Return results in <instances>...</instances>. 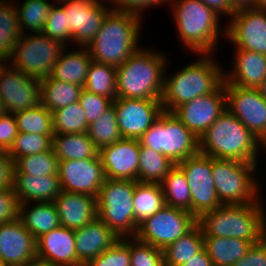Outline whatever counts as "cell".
<instances>
[{
	"label": "cell",
	"mask_w": 266,
	"mask_h": 266,
	"mask_svg": "<svg viewBox=\"0 0 266 266\" xmlns=\"http://www.w3.org/2000/svg\"><path fill=\"white\" fill-rule=\"evenodd\" d=\"M141 16L111 9L87 49L92 60L118 67L138 49Z\"/></svg>",
	"instance_id": "obj_1"
},
{
	"label": "cell",
	"mask_w": 266,
	"mask_h": 266,
	"mask_svg": "<svg viewBox=\"0 0 266 266\" xmlns=\"http://www.w3.org/2000/svg\"><path fill=\"white\" fill-rule=\"evenodd\" d=\"M265 147L228 109L199 138V152L216 159L257 163Z\"/></svg>",
	"instance_id": "obj_2"
},
{
	"label": "cell",
	"mask_w": 266,
	"mask_h": 266,
	"mask_svg": "<svg viewBox=\"0 0 266 266\" xmlns=\"http://www.w3.org/2000/svg\"><path fill=\"white\" fill-rule=\"evenodd\" d=\"M192 64L185 66L173 76L164 75L161 96L163 111L173 112L178 106L197 97L214 92L224 81L222 71L211 54H200Z\"/></svg>",
	"instance_id": "obj_3"
},
{
	"label": "cell",
	"mask_w": 266,
	"mask_h": 266,
	"mask_svg": "<svg viewBox=\"0 0 266 266\" xmlns=\"http://www.w3.org/2000/svg\"><path fill=\"white\" fill-rule=\"evenodd\" d=\"M166 65L161 52L139 48L116 68L117 98L161 99Z\"/></svg>",
	"instance_id": "obj_4"
},
{
	"label": "cell",
	"mask_w": 266,
	"mask_h": 266,
	"mask_svg": "<svg viewBox=\"0 0 266 266\" xmlns=\"http://www.w3.org/2000/svg\"><path fill=\"white\" fill-rule=\"evenodd\" d=\"M261 202L221 205L197 219L204 236L232 237L259 243L264 236L265 214Z\"/></svg>",
	"instance_id": "obj_5"
},
{
	"label": "cell",
	"mask_w": 266,
	"mask_h": 266,
	"mask_svg": "<svg viewBox=\"0 0 266 266\" xmlns=\"http://www.w3.org/2000/svg\"><path fill=\"white\" fill-rule=\"evenodd\" d=\"M181 41L196 54H212L220 34V15L201 0H171ZM176 4H175V3Z\"/></svg>",
	"instance_id": "obj_6"
},
{
	"label": "cell",
	"mask_w": 266,
	"mask_h": 266,
	"mask_svg": "<svg viewBox=\"0 0 266 266\" xmlns=\"http://www.w3.org/2000/svg\"><path fill=\"white\" fill-rule=\"evenodd\" d=\"M136 181L105 178L97 196V217L120 238L135 237L133 196Z\"/></svg>",
	"instance_id": "obj_7"
},
{
	"label": "cell",
	"mask_w": 266,
	"mask_h": 266,
	"mask_svg": "<svg viewBox=\"0 0 266 266\" xmlns=\"http://www.w3.org/2000/svg\"><path fill=\"white\" fill-rule=\"evenodd\" d=\"M257 163L212 158V177L222 205L252 204L259 199ZM255 171V172H254Z\"/></svg>",
	"instance_id": "obj_8"
},
{
	"label": "cell",
	"mask_w": 266,
	"mask_h": 266,
	"mask_svg": "<svg viewBox=\"0 0 266 266\" xmlns=\"http://www.w3.org/2000/svg\"><path fill=\"white\" fill-rule=\"evenodd\" d=\"M139 141L174 164L199 152V139L172 112L163 111Z\"/></svg>",
	"instance_id": "obj_9"
},
{
	"label": "cell",
	"mask_w": 266,
	"mask_h": 266,
	"mask_svg": "<svg viewBox=\"0 0 266 266\" xmlns=\"http://www.w3.org/2000/svg\"><path fill=\"white\" fill-rule=\"evenodd\" d=\"M65 47L67 46L43 33H23L14 46L12 61H8V64L30 77L41 80L51 75Z\"/></svg>",
	"instance_id": "obj_10"
},
{
	"label": "cell",
	"mask_w": 266,
	"mask_h": 266,
	"mask_svg": "<svg viewBox=\"0 0 266 266\" xmlns=\"http://www.w3.org/2000/svg\"><path fill=\"white\" fill-rule=\"evenodd\" d=\"M197 224L188 211L164 205L139 223L135 238L158 249H165Z\"/></svg>",
	"instance_id": "obj_11"
},
{
	"label": "cell",
	"mask_w": 266,
	"mask_h": 266,
	"mask_svg": "<svg viewBox=\"0 0 266 266\" xmlns=\"http://www.w3.org/2000/svg\"><path fill=\"white\" fill-rule=\"evenodd\" d=\"M176 165L186 176L191 193V214L196 219L222 205L212 177V157L198 152Z\"/></svg>",
	"instance_id": "obj_12"
},
{
	"label": "cell",
	"mask_w": 266,
	"mask_h": 266,
	"mask_svg": "<svg viewBox=\"0 0 266 266\" xmlns=\"http://www.w3.org/2000/svg\"><path fill=\"white\" fill-rule=\"evenodd\" d=\"M226 107L266 148V99L254 88H242L223 81Z\"/></svg>",
	"instance_id": "obj_13"
},
{
	"label": "cell",
	"mask_w": 266,
	"mask_h": 266,
	"mask_svg": "<svg viewBox=\"0 0 266 266\" xmlns=\"http://www.w3.org/2000/svg\"><path fill=\"white\" fill-rule=\"evenodd\" d=\"M56 4L63 7L72 42L80 48L93 40L111 10L102 0H66Z\"/></svg>",
	"instance_id": "obj_14"
},
{
	"label": "cell",
	"mask_w": 266,
	"mask_h": 266,
	"mask_svg": "<svg viewBox=\"0 0 266 266\" xmlns=\"http://www.w3.org/2000/svg\"><path fill=\"white\" fill-rule=\"evenodd\" d=\"M122 138L139 140L163 112L160 99L116 98L112 101Z\"/></svg>",
	"instance_id": "obj_15"
},
{
	"label": "cell",
	"mask_w": 266,
	"mask_h": 266,
	"mask_svg": "<svg viewBox=\"0 0 266 266\" xmlns=\"http://www.w3.org/2000/svg\"><path fill=\"white\" fill-rule=\"evenodd\" d=\"M230 22L223 32L236 49L266 54V9L237 10Z\"/></svg>",
	"instance_id": "obj_16"
},
{
	"label": "cell",
	"mask_w": 266,
	"mask_h": 266,
	"mask_svg": "<svg viewBox=\"0 0 266 266\" xmlns=\"http://www.w3.org/2000/svg\"><path fill=\"white\" fill-rule=\"evenodd\" d=\"M40 96V79L30 77L6 63L0 72V98L7 113L35 108L41 103Z\"/></svg>",
	"instance_id": "obj_17"
},
{
	"label": "cell",
	"mask_w": 266,
	"mask_h": 266,
	"mask_svg": "<svg viewBox=\"0 0 266 266\" xmlns=\"http://www.w3.org/2000/svg\"><path fill=\"white\" fill-rule=\"evenodd\" d=\"M226 109L222 83L214 92L186 102L172 113L199 139Z\"/></svg>",
	"instance_id": "obj_18"
},
{
	"label": "cell",
	"mask_w": 266,
	"mask_h": 266,
	"mask_svg": "<svg viewBox=\"0 0 266 266\" xmlns=\"http://www.w3.org/2000/svg\"><path fill=\"white\" fill-rule=\"evenodd\" d=\"M62 191L98 196L105 175L99 155L94 158L59 161Z\"/></svg>",
	"instance_id": "obj_19"
},
{
	"label": "cell",
	"mask_w": 266,
	"mask_h": 266,
	"mask_svg": "<svg viewBox=\"0 0 266 266\" xmlns=\"http://www.w3.org/2000/svg\"><path fill=\"white\" fill-rule=\"evenodd\" d=\"M0 260L9 266L37 262L36 239L18 218L0 224Z\"/></svg>",
	"instance_id": "obj_20"
},
{
	"label": "cell",
	"mask_w": 266,
	"mask_h": 266,
	"mask_svg": "<svg viewBox=\"0 0 266 266\" xmlns=\"http://www.w3.org/2000/svg\"><path fill=\"white\" fill-rule=\"evenodd\" d=\"M140 141L121 138L99 150L105 178L134 180L138 178Z\"/></svg>",
	"instance_id": "obj_21"
},
{
	"label": "cell",
	"mask_w": 266,
	"mask_h": 266,
	"mask_svg": "<svg viewBox=\"0 0 266 266\" xmlns=\"http://www.w3.org/2000/svg\"><path fill=\"white\" fill-rule=\"evenodd\" d=\"M37 262L46 266H84L75 250L74 230L59 226L36 240Z\"/></svg>",
	"instance_id": "obj_22"
},
{
	"label": "cell",
	"mask_w": 266,
	"mask_h": 266,
	"mask_svg": "<svg viewBox=\"0 0 266 266\" xmlns=\"http://www.w3.org/2000/svg\"><path fill=\"white\" fill-rule=\"evenodd\" d=\"M61 226L77 230L97 218V198L84 193L61 191L54 199Z\"/></svg>",
	"instance_id": "obj_23"
},
{
	"label": "cell",
	"mask_w": 266,
	"mask_h": 266,
	"mask_svg": "<svg viewBox=\"0 0 266 266\" xmlns=\"http://www.w3.org/2000/svg\"><path fill=\"white\" fill-rule=\"evenodd\" d=\"M74 237L77 259L84 266L120 239L98 217L86 226L74 230Z\"/></svg>",
	"instance_id": "obj_24"
},
{
	"label": "cell",
	"mask_w": 266,
	"mask_h": 266,
	"mask_svg": "<svg viewBox=\"0 0 266 266\" xmlns=\"http://www.w3.org/2000/svg\"><path fill=\"white\" fill-rule=\"evenodd\" d=\"M234 68L225 74L224 81L242 88L257 89L266 79V54L235 49Z\"/></svg>",
	"instance_id": "obj_25"
},
{
	"label": "cell",
	"mask_w": 266,
	"mask_h": 266,
	"mask_svg": "<svg viewBox=\"0 0 266 266\" xmlns=\"http://www.w3.org/2000/svg\"><path fill=\"white\" fill-rule=\"evenodd\" d=\"M12 188L19 204L53 202L62 191L59 175L13 174Z\"/></svg>",
	"instance_id": "obj_26"
},
{
	"label": "cell",
	"mask_w": 266,
	"mask_h": 266,
	"mask_svg": "<svg viewBox=\"0 0 266 266\" xmlns=\"http://www.w3.org/2000/svg\"><path fill=\"white\" fill-rule=\"evenodd\" d=\"M66 49L65 47L62 50L50 76L59 81L84 87L89 66L93 61L91 54L87 47H82L79 51H71V53Z\"/></svg>",
	"instance_id": "obj_27"
},
{
	"label": "cell",
	"mask_w": 266,
	"mask_h": 266,
	"mask_svg": "<svg viewBox=\"0 0 266 266\" xmlns=\"http://www.w3.org/2000/svg\"><path fill=\"white\" fill-rule=\"evenodd\" d=\"M21 203L18 207V219L37 240L40 236L60 226L59 216L54 202Z\"/></svg>",
	"instance_id": "obj_28"
},
{
	"label": "cell",
	"mask_w": 266,
	"mask_h": 266,
	"mask_svg": "<svg viewBox=\"0 0 266 266\" xmlns=\"http://www.w3.org/2000/svg\"><path fill=\"white\" fill-rule=\"evenodd\" d=\"M253 243L232 237L204 236V248L213 266H232L252 247Z\"/></svg>",
	"instance_id": "obj_29"
},
{
	"label": "cell",
	"mask_w": 266,
	"mask_h": 266,
	"mask_svg": "<svg viewBox=\"0 0 266 266\" xmlns=\"http://www.w3.org/2000/svg\"><path fill=\"white\" fill-rule=\"evenodd\" d=\"M52 148L59 161L94 158L99 154L87 132L54 134Z\"/></svg>",
	"instance_id": "obj_30"
},
{
	"label": "cell",
	"mask_w": 266,
	"mask_h": 266,
	"mask_svg": "<svg viewBox=\"0 0 266 266\" xmlns=\"http://www.w3.org/2000/svg\"><path fill=\"white\" fill-rule=\"evenodd\" d=\"M84 87L53 79L51 76L40 80L41 104L54 112L69 104L78 102Z\"/></svg>",
	"instance_id": "obj_31"
},
{
	"label": "cell",
	"mask_w": 266,
	"mask_h": 266,
	"mask_svg": "<svg viewBox=\"0 0 266 266\" xmlns=\"http://www.w3.org/2000/svg\"><path fill=\"white\" fill-rule=\"evenodd\" d=\"M204 248V235L198 224L163 249L164 266H181Z\"/></svg>",
	"instance_id": "obj_32"
},
{
	"label": "cell",
	"mask_w": 266,
	"mask_h": 266,
	"mask_svg": "<svg viewBox=\"0 0 266 266\" xmlns=\"http://www.w3.org/2000/svg\"><path fill=\"white\" fill-rule=\"evenodd\" d=\"M175 165L162 153L140 143L138 182L160 184Z\"/></svg>",
	"instance_id": "obj_33"
},
{
	"label": "cell",
	"mask_w": 266,
	"mask_h": 266,
	"mask_svg": "<svg viewBox=\"0 0 266 266\" xmlns=\"http://www.w3.org/2000/svg\"><path fill=\"white\" fill-rule=\"evenodd\" d=\"M165 205L191 213L190 187L183 171L175 165L160 183Z\"/></svg>",
	"instance_id": "obj_34"
},
{
	"label": "cell",
	"mask_w": 266,
	"mask_h": 266,
	"mask_svg": "<svg viewBox=\"0 0 266 266\" xmlns=\"http://www.w3.org/2000/svg\"><path fill=\"white\" fill-rule=\"evenodd\" d=\"M165 205L163 190L159 183H141L136 181L133 207L136 224L154 215Z\"/></svg>",
	"instance_id": "obj_35"
},
{
	"label": "cell",
	"mask_w": 266,
	"mask_h": 266,
	"mask_svg": "<svg viewBox=\"0 0 266 266\" xmlns=\"http://www.w3.org/2000/svg\"><path fill=\"white\" fill-rule=\"evenodd\" d=\"M21 34L17 8L13 3L0 0V56L11 60Z\"/></svg>",
	"instance_id": "obj_36"
},
{
	"label": "cell",
	"mask_w": 266,
	"mask_h": 266,
	"mask_svg": "<svg viewBox=\"0 0 266 266\" xmlns=\"http://www.w3.org/2000/svg\"><path fill=\"white\" fill-rule=\"evenodd\" d=\"M84 89L114 101L117 98L116 67L92 61L88 69Z\"/></svg>",
	"instance_id": "obj_37"
},
{
	"label": "cell",
	"mask_w": 266,
	"mask_h": 266,
	"mask_svg": "<svg viewBox=\"0 0 266 266\" xmlns=\"http://www.w3.org/2000/svg\"><path fill=\"white\" fill-rule=\"evenodd\" d=\"M59 159L53 148L41 153L19 157L14 162L13 174H30L33 176L58 175Z\"/></svg>",
	"instance_id": "obj_38"
},
{
	"label": "cell",
	"mask_w": 266,
	"mask_h": 266,
	"mask_svg": "<svg viewBox=\"0 0 266 266\" xmlns=\"http://www.w3.org/2000/svg\"><path fill=\"white\" fill-rule=\"evenodd\" d=\"M18 132L54 136L53 113L41 103L32 109L14 113Z\"/></svg>",
	"instance_id": "obj_39"
},
{
	"label": "cell",
	"mask_w": 266,
	"mask_h": 266,
	"mask_svg": "<svg viewBox=\"0 0 266 266\" xmlns=\"http://www.w3.org/2000/svg\"><path fill=\"white\" fill-rule=\"evenodd\" d=\"M87 133L98 150L122 138L113 105L89 125Z\"/></svg>",
	"instance_id": "obj_40"
},
{
	"label": "cell",
	"mask_w": 266,
	"mask_h": 266,
	"mask_svg": "<svg viewBox=\"0 0 266 266\" xmlns=\"http://www.w3.org/2000/svg\"><path fill=\"white\" fill-rule=\"evenodd\" d=\"M84 109L78 102L53 112L54 134H77L88 131Z\"/></svg>",
	"instance_id": "obj_41"
},
{
	"label": "cell",
	"mask_w": 266,
	"mask_h": 266,
	"mask_svg": "<svg viewBox=\"0 0 266 266\" xmlns=\"http://www.w3.org/2000/svg\"><path fill=\"white\" fill-rule=\"evenodd\" d=\"M52 5L48 0H26L16 6L22 34L24 28L33 33H42Z\"/></svg>",
	"instance_id": "obj_42"
},
{
	"label": "cell",
	"mask_w": 266,
	"mask_h": 266,
	"mask_svg": "<svg viewBox=\"0 0 266 266\" xmlns=\"http://www.w3.org/2000/svg\"><path fill=\"white\" fill-rule=\"evenodd\" d=\"M53 136L18 132L8 155L15 162L19 157L51 150Z\"/></svg>",
	"instance_id": "obj_43"
},
{
	"label": "cell",
	"mask_w": 266,
	"mask_h": 266,
	"mask_svg": "<svg viewBox=\"0 0 266 266\" xmlns=\"http://www.w3.org/2000/svg\"><path fill=\"white\" fill-rule=\"evenodd\" d=\"M130 238H120L112 247L91 259L85 266H131Z\"/></svg>",
	"instance_id": "obj_44"
},
{
	"label": "cell",
	"mask_w": 266,
	"mask_h": 266,
	"mask_svg": "<svg viewBox=\"0 0 266 266\" xmlns=\"http://www.w3.org/2000/svg\"><path fill=\"white\" fill-rule=\"evenodd\" d=\"M130 239L131 266H164L163 250L143 243L135 237Z\"/></svg>",
	"instance_id": "obj_45"
},
{
	"label": "cell",
	"mask_w": 266,
	"mask_h": 266,
	"mask_svg": "<svg viewBox=\"0 0 266 266\" xmlns=\"http://www.w3.org/2000/svg\"><path fill=\"white\" fill-rule=\"evenodd\" d=\"M59 6L56 7L55 4L50 8V14L42 33L66 46L68 40L72 43V37L70 35V29L67 27L64 9L61 5Z\"/></svg>",
	"instance_id": "obj_46"
},
{
	"label": "cell",
	"mask_w": 266,
	"mask_h": 266,
	"mask_svg": "<svg viewBox=\"0 0 266 266\" xmlns=\"http://www.w3.org/2000/svg\"><path fill=\"white\" fill-rule=\"evenodd\" d=\"M78 103L85 111L87 125L89 126L112 105V100L83 88Z\"/></svg>",
	"instance_id": "obj_47"
},
{
	"label": "cell",
	"mask_w": 266,
	"mask_h": 266,
	"mask_svg": "<svg viewBox=\"0 0 266 266\" xmlns=\"http://www.w3.org/2000/svg\"><path fill=\"white\" fill-rule=\"evenodd\" d=\"M18 207L19 203L13 188H0V224L17 219Z\"/></svg>",
	"instance_id": "obj_48"
},
{
	"label": "cell",
	"mask_w": 266,
	"mask_h": 266,
	"mask_svg": "<svg viewBox=\"0 0 266 266\" xmlns=\"http://www.w3.org/2000/svg\"><path fill=\"white\" fill-rule=\"evenodd\" d=\"M18 129L14 114L6 113L0 117V150L9 151L12 147L15 138L17 137Z\"/></svg>",
	"instance_id": "obj_49"
},
{
	"label": "cell",
	"mask_w": 266,
	"mask_h": 266,
	"mask_svg": "<svg viewBox=\"0 0 266 266\" xmlns=\"http://www.w3.org/2000/svg\"><path fill=\"white\" fill-rule=\"evenodd\" d=\"M107 1V0H106ZM113 4L112 9L115 11H124L141 16L143 9L158 6V4L171 2V0H108ZM115 5V6H114ZM142 11V12H141Z\"/></svg>",
	"instance_id": "obj_50"
},
{
	"label": "cell",
	"mask_w": 266,
	"mask_h": 266,
	"mask_svg": "<svg viewBox=\"0 0 266 266\" xmlns=\"http://www.w3.org/2000/svg\"><path fill=\"white\" fill-rule=\"evenodd\" d=\"M232 266H266V242L262 239Z\"/></svg>",
	"instance_id": "obj_51"
},
{
	"label": "cell",
	"mask_w": 266,
	"mask_h": 266,
	"mask_svg": "<svg viewBox=\"0 0 266 266\" xmlns=\"http://www.w3.org/2000/svg\"><path fill=\"white\" fill-rule=\"evenodd\" d=\"M14 161L7 151L0 150V188L13 185Z\"/></svg>",
	"instance_id": "obj_52"
},
{
	"label": "cell",
	"mask_w": 266,
	"mask_h": 266,
	"mask_svg": "<svg viewBox=\"0 0 266 266\" xmlns=\"http://www.w3.org/2000/svg\"><path fill=\"white\" fill-rule=\"evenodd\" d=\"M206 6L214 10L218 15L225 14L232 17L235 10L230 4V0H201Z\"/></svg>",
	"instance_id": "obj_53"
},
{
	"label": "cell",
	"mask_w": 266,
	"mask_h": 266,
	"mask_svg": "<svg viewBox=\"0 0 266 266\" xmlns=\"http://www.w3.org/2000/svg\"><path fill=\"white\" fill-rule=\"evenodd\" d=\"M181 266H213V263L206 249L203 248L196 255H194V257L187 260Z\"/></svg>",
	"instance_id": "obj_54"
},
{
	"label": "cell",
	"mask_w": 266,
	"mask_h": 266,
	"mask_svg": "<svg viewBox=\"0 0 266 266\" xmlns=\"http://www.w3.org/2000/svg\"><path fill=\"white\" fill-rule=\"evenodd\" d=\"M230 4L235 11L246 8H255V0H230Z\"/></svg>",
	"instance_id": "obj_55"
},
{
	"label": "cell",
	"mask_w": 266,
	"mask_h": 266,
	"mask_svg": "<svg viewBox=\"0 0 266 266\" xmlns=\"http://www.w3.org/2000/svg\"><path fill=\"white\" fill-rule=\"evenodd\" d=\"M260 91L261 96L266 99V79L257 88Z\"/></svg>",
	"instance_id": "obj_56"
},
{
	"label": "cell",
	"mask_w": 266,
	"mask_h": 266,
	"mask_svg": "<svg viewBox=\"0 0 266 266\" xmlns=\"http://www.w3.org/2000/svg\"><path fill=\"white\" fill-rule=\"evenodd\" d=\"M255 8L266 9V0H255Z\"/></svg>",
	"instance_id": "obj_57"
},
{
	"label": "cell",
	"mask_w": 266,
	"mask_h": 266,
	"mask_svg": "<svg viewBox=\"0 0 266 266\" xmlns=\"http://www.w3.org/2000/svg\"><path fill=\"white\" fill-rule=\"evenodd\" d=\"M7 113L3 100L0 98V117Z\"/></svg>",
	"instance_id": "obj_58"
},
{
	"label": "cell",
	"mask_w": 266,
	"mask_h": 266,
	"mask_svg": "<svg viewBox=\"0 0 266 266\" xmlns=\"http://www.w3.org/2000/svg\"><path fill=\"white\" fill-rule=\"evenodd\" d=\"M5 62L7 63L8 60L0 56V72L6 67Z\"/></svg>",
	"instance_id": "obj_59"
},
{
	"label": "cell",
	"mask_w": 266,
	"mask_h": 266,
	"mask_svg": "<svg viewBox=\"0 0 266 266\" xmlns=\"http://www.w3.org/2000/svg\"><path fill=\"white\" fill-rule=\"evenodd\" d=\"M28 266H46V265L45 264H41L39 262H36V263L28 265Z\"/></svg>",
	"instance_id": "obj_60"
},
{
	"label": "cell",
	"mask_w": 266,
	"mask_h": 266,
	"mask_svg": "<svg viewBox=\"0 0 266 266\" xmlns=\"http://www.w3.org/2000/svg\"><path fill=\"white\" fill-rule=\"evenodd\" d=\"M265 231H266V214H265ZM263 240L266 242V232L264 233Z\"/></svg>",
	"instance_id": "obj_61"
},
{
	"label": "cell",
	"mask_w": 266,
	"mask_h": 266,
	"mask_svg": "<svg viewBox=\"0 0 266 266\" xmlns=\"http://www.w3.org/2000/svg\"><path fill=\"white\" fill-rule=\"evenodd\" d=\"M0 266H9V265L0 260Z\"/></svg>",
	"instance_id": "obj_62"
},
{
	"label": "cell",
	"mask_w": 266,
	"mask_h": 266,
	"mask_svg": "<svg viewBox=\"0 0 266 266\" xmlns=\"http://www.w3.org/2000/svg\"><path fill=\"white\" fill-rule=\"evenodd\" d=\"M56 1V0H54ZM63 1H66V0H57L56 2L60 3V2H63Z\"/></svg>",
	"instance_id": "obj_63"
}]
</instances>
